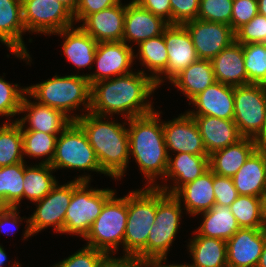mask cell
<instances>
[{"label": "cell", "instance_id": "obj_46", "mask_svg": "<svg viewBox=\"0 0 266 267\" xmlns=\"http://www.w3.org/2000/svg\"><path fill=\"white\" fill-rule=\"evenodd\" d=\"M258 14L257 0H233L231 28L235 32Z\"/></svg>", "mask_w": 266, "mask_h": 267}, {"label": "cell", "instance_id": "obj_50", "mask_svg": "<svg viewBox=\"0 0 266 267\" xmlns=\"http://www.w3.org/2000/svg\"><path fill=\"white\" fill-rule=\"evenodd\" d=\"M19 207H4L0 211V232L6 233L8 235L9 233H15V228H18L17 225L19 222H22L23 219L19 216ZM11 226L13 227L12 230L11 228L6 227ZM9 229L11 232H9ZM17 230V229H16Z\"/></svg>", "mask_w": 266, "mask_h": 267}, {"label": "cell", "instance_id": "obj_33", "mask_svg": "<svg viewBox=\"0 0 266 267\" xmlns=\"http://www.w3.org/2000/svg\"><path fill=\"white\" fill-rule=\"evenodd\" d=\"M134 56L141 61L142 67L150 70V77L155 80L167 68L168 50L164 35L142 41L138 45V53Z\"/></svg>", "mask_w": 266, "mask_h": 267}, {"label": "cell", "instance_id": "obj_28", "mask_svg": "<svg viewBox=\"0 0 266 267\" xmlns=\"http://www.w3.org/2000/svg\"><path fill=\"white\" fill-rule=\"evenodd\" d=\"M255 150L254 140L243 137L209 155V168L214 174L232 178Z\"/></svg>", "mask_w": 266, "mask_h": 267}, {"label": "cell", "instance_id": "obj_55", "mask_svg": "<svg viewBox=\"0 0 266 267\" xmlns=\"http://www.w3.org/2000/svg\"><path fill=\"white\" fill-rule=\"evenodd\" d=\"M257 267H266V239Z\"/></svg>", "mask_w": 266, "mask_h": 267}, {"label": "cell", "instance_id": "obj_19", "mask_svg": "<svg viewBox=\"0 0 266 267\" xmlns=\"http://www.w3.org/2000/svg\"><path fill=\"white\" fill-rule=\"evenodd\" d=\"M191 103L196 110L186 111L189 115L212 116L233 120L234 86L216 81L189 101V105Z\"/></svg>", "mask_w": 266, "mask_h": 267}, {"label": "cell", "instance_id": "obj_48", "mask_svg": "<svg viewBox=\"0 0 266 267\" xmlns=\"http://www.w3.org/2000/svg\"><path fill=\"white\" fill-rule=\"evenodd\" d=\"M120 1L121 0H79L77 8L73 13L75 24L76 22L81 23L86 16L112 7Z\"/></svg>", "mask_w": 266, "mask_h": 267}, {"label": "cell", "instance_id": "obj_9", "mask_svg": "<svg viewBox=\"0 0 266 267\" xmlns=\"http://www.w3.org/2000/svg\"><path fill=\"white\" fill-rule=\"evenodd\" d=\"M58 184L42 200L34 203L36 209L26 219L23 240L51 226L56 233L62 234L66 210L73 194V180L67 184Z\"/></svg>", "mask_w": 266, "mask_h": 267}, {"label": "cell", "instance_id": "obj_4", "mask_svg": "<svg viewBox=\"0 0 266 267\" xmlns=\"http://www.w3.org/2000/svg\"><path fill=\"white\" fill-rule=\"evenodd\" d=\"M26 88V93L30 99L33 98L39 104L62 111L73 121L81 116L72 113L76 109H80V105H83L82 112L83 110H85L84 112H89L90 110L91 86L85 74L55 75L50 79Z\"/></svg>", "mask_w": 266, "mask_h": 267}, {"label": "cell", "instance_id": "obj_44", "mask_svg": "<svg viewBox=\"0 0 266 267\" xmlns=\"http://www.w3.org/2000/svg\"><path fill=\"white\" fill-rule=\"evenodd\" d=\"M84 246L68 258L50 267H98L99 262L106 253L86 245Z\"/></svg>", "mask_w": 266, "mask_h": 267}, {"label": "cell", "instance_id": "obj_18", "mask_svg": "<svg viewBox=\"0 0 266 267\" xmlns=\"http://www.w3.org/2000/svg\"><path fill=\"white\" fill-rule=\"evenodd\" d=\"M266 239V229L240 228L227 243L228 267H257Z\"/></svg>", "mask_w": 266, "mask_h": 267}, {"label": "cell", "instance_id": "obj_38", "mask_svg": "<svg viewBox=\"0 0 266 267\" xmlns=\"http://www.w3.org/2000/svg\"><path fill=\"white\" fill-rule=\"evenodd\" d=\"M179 200L164 190L157 188V209L155 228L179 229L184 208Z\"/></svg>", "mask_w": 266, "mask_h": 267}, {"label": "cell", "instance_id": "obj_57", "mask_svg": "<svg viewBox=\"0 0 266 267\" xmlns=\"http://www.w3.org/2000/svg\"><path fill=\"white\" fill-rule=\"evenodd\" d=\"M258 13L266 17V0H257Z\"/></svg>", "mask_w": 266, "mask_h": 267}, {"label": "cell", "instance_id": "obj_49", "mask_svg": "<svg viewBox=\"0 0 266 267\" xmlns=\"http://www.w3.org/2000/svg\"><path fill=\"white\" fill-rule=\"evenodd\" d=\"M141 7L147 9L154 15L162 17L171 24V4L170 0H134Z\"/></svg>", "mask_w": 266, "mask_h": 267}, {"label": "cell", "instance_id": "obj_43", "mask_svg": "<svg viewBox=\"0 0 266 267\" xmlns=\"http://www.w3.org/2000/svg\"><path fill=\"white\" fill-rule=\"evenodd\" d=\"M235 41L238 43H265L266 44V17L257 14L249 23L242 25L235 31Z\"/></svg>", "mask_w": 266, "mask_h": 267}, {"label": "cell", "instance_id": "obj_37", "mask_svg": "<svg viewBox=\"0 0 266 267\" xmlns=\"http://www.w3.org/2000/svg\"><path fill=\"white\" fill-rule=\"evenodd\" d=\"M240 228L263 229L261 197L239 195L230 205Z\"/></svg>", "mask_w": 266, "mask_h": 267}, {"label": "cell", "instance_id": "obj_32", "mask_svg": "<svg viewBox=\"0 0 266 267\" xmlns=\"http://www.w3.org/2000/svg\"><path fill=\"white\" fill-rule=\"evenodd\" d=\"M53 171L50 164L27 166L24 162L23 198L34 203L42 200L59 183L52 175Z\"/></svg>", "mask_w": 266, "mask_h": 267}, {"label": "cell", "instance_id": "obj_40", "mask_svg": "<svg viewBox=\"0 0 266 267\" xmlns=\"http://www.w3.org/2000/svg\"><path fill=\"white\" fill-rule=\"evenodd\" d=\"M0 76V116H6L9 121L13 116L19 115L22 99L27 92L26 87L12 84Z\"/></svg>", "mask_w": 266, "mask_h": 267}, {"label": "cell", "instance_id": "obj_24", "mask_svg": "<svg viewBox=\"0 0 266 267\" xmlns=\"http://www.w3.org/2000/svg\"><path fill=\"white\" fill-rule=\"evenodd\" d=\"M184 205L188 215L195 216L210 210L215 205L213 172L209 169L194 181L181 186L173 194Z\"/></svg>", "mask_w": 266, "mask_h": 267}, {"label": "cell", "instance_id": "obj_29", "mask_svg": "<svg viewBox=\"0 0 266 267\" xmlns=\"http://www.w3.org/2000/svg\"><path fill=\"white\" fill-rule=\"evenodd\" d=\"M215 75L211 60L198 59L182 70L171 84L192 100L211 84L215 83Z\"/></svg>", "mask_w": 266, "mask_h": 267}, {"label": "cell", "instance_id": "obj_16", "mask_svg": "<svg viewBox=\"0 0 266 267\" xmlns=\"http://www.w3.org/2000/svg\"><path fill=\"white\" fill-rule=\"evenodd\" d=\"M25 32L22 2L0 0V42L7 46L11 54L29 64L32 58L23 40Z\"/></svg>", "mask_w": 266, "mask_h": 267}, {"label": "cell", "instance_id": "obj_35", "mask_svg": "<svg viewBox=\"0 0 266 267\" xmlns=\"http://www.w3.org/2000/svg\"><path fill=\"white\" fill-rule=\"evenodd\" d=\"M0 127V167L25 162L21 126L15 122L4 121Z\"/></svg>", "mask_w": 266, "mask_h": 267}, {"label": "cell", "instance_id": "obj_41", "mask_svg": "<svg viewBox=\"0 0 266 267\" xmlns=\"http://www.w3.org/2000/svg\"><path fill=\"white\" fill-rule=\"evenodd\" d=\"M178 231L179 229L155 228L153 225L147 238V262L154 258L167 257Z\"/></svg>", "mask_w": 266, "mask_h": 267}, {"label": "cell", "instance_id": "obj_31", "mask_svg": "<svg viewBox=\"0 0 266 267\" xmlns=\"http://www.w3.org/2000/svg\"><path fill=\"white\" fill-rule=\"evenodd\" d=\"M193 233L195 235L187 245L193 267H228L226 241Z\"/></svg>", "mask_w": 266, "mask_h": 267}, {"label": "cell", "instance_id": "obj_21", "mask_svg": "<svg viewBox=\"0 0 266 267\" xmlns=\"http://www.w3.org/2000/svg\"><path fill=\"white\" fill-rule=\"evenodd\" d=\"M126 4H118L86 16L80 28L97 42L123 41Z\"/></svg>", "mask_w": 266, "mask_h": 267}, {"label": "cell", "instance_id": "obj_5", "mask_svg": "<svg viewBox=\"0 0 266 267\" xmlns=\"http://www.w3.org/2000/svg\"><path fill=\"white\" fill-rule=\"evenodd\" d=\"M157 209V188L143 187L127 195V223L123 255L134 256L147 263V238L154 225Z\"/></svg>", "mask_w": 266, "mask_h": 267}, {"label": "cell", "instance_id": "obj_20", "mask_svg": "<svg viewBox=\"0 0 266 267\" xmlns=\"http://www.w3.org/2000/svg\"><path fill=\"white\" fill-rule=\"evenodd\" d=\"M168 25L162 17L131 0L126 4L123 41L139 45L142 41L163 34Z\"/></svg>", "mask_w": 266, "mask_h": 267}, {"label": "cell", "instance_id": "obj_26", "mask_svg": "<svg viewBox=\"0 0 266 267\" xmlns=\"http://www.w3.org/2000/svg\"><path fill=\"white\" fill-rule=\"evenodd\" d=\"M232 180L238 195L262 197L266 192V153L256 149Z\"/></svg>", "mask_w": 266, "mask_h": 267}, {"label": "cell", "instance_id": "obj_52", "mask_svg": "<svg viewBox=\"0 0 266 267\" xmlns=\"http://www.w3.org/2000/svg\"><path fill=\"white\" fill-rule=\"evenodd\" d=\"M167 257H158V258H154L150 261H148L146 263V265L148 267H193L192 264H170V265H166L165 261H166ZM163 261V262H162Z\"/></svg>", "mask_w": 266, "mask_h": 267}, {"label": "cell", "instance_id": "obj_25", "mask_svg": "<svg viewBox=\"0 0 266 267\" xmlns=\"http://www.w3.org/2000/svg\"><path fill=\"white\" fill-rule=\"evenodd\" d=\"M55 35L64 39L62 51L66 59L77 69H92L98 42L79 26L63 29Z\"/></svg>", "mask_w": 266, "mask_h": 267}, {"label": "cell", "instance_id": "obj_58", "mask_svg": "<svg viewBox=\"0 0 266 267\" xmlns=\"http://www.w3.org/2000/svg\"><path fill=\"white\" fill-rule=\"evenodd\" d=\"M7 261V254L4 250L3 246L0 245V267H6L4 266V263Z\"/></svg>", "mask_w": 266, "mask_h": 267}, {"label": "cell", "instance_id": "obj_10", "mask_svg": "<svg viewBox=\"0 0 266 267\" xmlns=\"http://www.w3.org/2000/svg\"><path fill=\"white\" fill-rule=\"evenodd\" d=\"M266 118V85L234 87V119L242 137L254 139Z\"/></svg>", "mask_w": 266, "mask_h": 267}, {"label": "cell", "instance_id": "obj_56", "mask_svg": "<svg viewBox=\"0 0 266 267\" xmlns=\"http://www.w3.org/2000/svg\"><path fill=\"white\" fill-rule=\"evenodd\" d=\"M261 200H262V218H263V225H264V228L266 229V192L261 197Z\"/></svg>", "mask_w": 266, "mask_h": 267}, {"label": "cell", "instance_id": "obj_1", "mask_svg": "<svg viewBox=\"0 0 266 267\" xmlns=\"http://www.w3.org/2000/svg\"><path fill=\"white\" fill-rule=\"evenodd\" d=\"M157 90L144 69L91 85L89 112L99 116L123 115L125 119L154 111L150 96ZM149 98V100H148ZM120 113V114H119Z\"/></svg>", "mask_w": 266, "mask_h": 267}, {"label": "cell", "instance_id": "obj_22", "mask_svg": "<svg viewBox=\"0 0 266 267\" xmlns=\"http://www.w3.org/2000/svg\"><path fill=\"white\" fill-rule=\"evenodd\" d=\"M209 156L193 155L190 153H175L174 158L169 155L164 181L172 180L173 186L164 183L156 188L168 194H174L184 184L194 181L209 170Z\"/></svg>", "mask_w": 266, "mask_h": 267}, {"label": "cell", "instance_id": "obj_45", "mask_svg": "<svg viewBox=\"0 0 266 267\" xmlns=\"http://www.w3.org/2000/svg\"><path fill=\"white\" fill-rule=\"evenodd\" d=\"M171 24L183 25L198 18L200 0H170Z\"/></svg>", "mask_w": 266, "mask_h": 267}, {"label": "cell", "instance_id": "obj_59", "mask_svg": "<svg viewBox=\"0 0 266 267\" xmlns=\"http://www.w3.org/2000/svg\"><path fill=\"white\" fill-rule=\"evenodd\" d=\"M22 265L20 264V262H18L17 260L13 262L11 267H21Z\"/></svg>", "mask_w": 266, "mask_h": 267}, {"label": "cell", "instance_id": "obj_7", "mask_svg": "<svg viewBox=\"0 0 266 267\" xmlns=\"http://www.w3.org/2000/svg\"><path fill=\"white\" fill-rule=\"evenodd\" d=\"M127 195L116 198L114 193L104 204L100 215L84 237L86 246L114 254L123 246L127 223Z\"/></svg>", "mask_w": 266, "mask_h": 267}, {"label": "cell", "instance_id": "obj_54", "mask_svg": "<svg viewBox=\"0 0 266 267\" xmlns=\"http://www.w3.org/2000/svg\"><path fill=\"white\" fill-rule=\"evenodd\" d=\"M56 2H61L64 6H66L72 13L75 12L79 0H54Z\"/></svg>", "mask_w": 266, "mask_h": 267}, {"label": "cell", "instance_id": "obj_8", "mask_svg": "<svg viewBox=\"0 0 266 267\" xmlns=\"http://www.w3.org/2000/svg\"><path fill=\"white\" fill-rule=\"evenodd\" d=\"M50 166L55 171L67 168L100 172L106 175L100 167L85 132L75 121L57 137L55 155Z\"/></svg>", "mask_w": 266, "mask_h": 267}, {"label": "cell", "instance_id": "obj_42", "mask_svg": "<svg viewBox=\"0 0 266 267\" xmlns=\"http://www.w3.org/2000/svg\"><path fill=\"white\" fill-rule=\"evenodd\" d=\"M233 0H200L198 18L231 26Z\"/></svg>", "mask_w": 266, "mask_h": 267}, {"label": "cell", "instance_id": "obj_15", "mask_svg": "<svg viewBox=\"0 0 266 267\" xmlns=\"http://www.w3.org/2000/svg\"><path fill=\"white\" fill-rule=\"evenodd\" d=\"M164 141L168 154L190 153L209 156L195 120L187 112L163 122Z\"/></svg>", "mask_w": 266, "mask_h": 267}, {"label": "cell", "instance_id": "obj_6", "mask_svg": "<svg viewBox=\"0 0 266 267\" xmlns=\"http://www.w3.org/2000/svg\"><path fill=\"white\" fill-rule=\"evenodd\" d=\"M91 178V175L84 174L73 180V194L66 210L62 234L68 233L84 238L100 215L105 202L116 193L109 188H91Z\"/></svg>", "mask_w": 266, "mask_h": 267}, {"label": "cell", "instance_id": "obj_3", "mask_svg": "<svg viewBox=\"0 0 266 267\" xmlns=\"http://www.w3.org/2000/svg\"><path fill=\"white\" fill-rule=\"evenodd\" d=\"M160 114L161 112L154 110L152 113L126 120L129 155L135 159L143 173L147 181L146 187H156V179H164L168 165L169 154Z\"/></svg>", "mask_w": 266, "mask_h": 267}, {"label": "cell", "instance_id": "obj_60", "mask_svg": "<svg viewBox=\"0 0 266 267\" xmlns=\"http://www.w3.org/2000/svg\"><path fill=\"white\" fill-rule=\"evenodd\" d=\"M5 206L2 204L1 200H0V211L4 208Z\"/></svg>", "mask_w": 266, "mask_h": 267}, {"label": "cell", "instance_id": "obj_51", "mask_svg": "<svg viewBox=\"0 0 266 267\" xmlns=\"http://www.w3.org/2000/svg\"><path fill=\"white\" fill-rule=\"evenodd\" d=\"M144 262L134 256L123 255L119 258L113 257V254H106L98 264V267H143Z\"/></svg>", "mask_w": 266, "mask_h": 267}, {"label": "cell", "instance_id": "obj_12", "mask_svg": "<svg viewBox=\"0 0 266 267\" xmlns=\"http://www.w3.org/2000/svg\"><path fill=\"white\" fill-rule=\"evenodd\" d=\"M163 35L168 50V63L167 68L154 80L156 88L164 83L165 78L171 83L183 69L199 59L184 25L169 24Z\"/></svg>", "mask_w": 266, "mask_h": 267}, {"label": "cell", "instance_id": "obj_39", "mask_svg": "<svg viewBox=\"0 0 266 267\" xmlns=\"http://www.w3.org/2000/svg\"><path fill=\"white\" fill-rule=\"evenodd\" d=\"M248 84L266 85V44L242 45Z\"/></svg>", "mask_w": 266, "mask_h": 267}, {"label": "cell", "instance_id": "obj_23", "mask_svg": "<svg viewBox=\"0 0 266 267\" xmlns=\"http://www.w3.org/2000/svg\"><path fill=\"white\" fill-rule=\"evenodd\" d=\"M194 118L201 134L204 147L211 155L213 152L235 144L243 137L233 120L212 116L190 115Z\"/></svg>", "mask_w": 266, "mask_h": 267}, {"label": "cell", "instance_id": "obj_11", "mask_svg": "<svg viewBox=\"0 0 266 267\" xmlns=\"http://www.w3.org/2000/svg\"><path fill=\"white\" fill-rule=\"evenodd\" d=\"M23 22L26 32L54 35L75 26L73 13L54 0H23Z\"/></svg>", "mask_w": 266, "mask_h": 267}, {"label": "cell", "instance_id": "obj_30", "mask_svg": "<svg viewBox=\"0 0 266 267\" xmlns=\"http://www.w3.org/2000/svg\"><path fill=\"white\" fill-rule=\"evenodd\" d=\"M200 214L203 215V220L194 231L200 236L227 241L240 229L235 216L228 206L215 204L210 210L197 215Z\"/></svg>", "mask_w": 266, "mask_h": 267}, {"label": "cell", "instance_id": "obj_2", "mask_svg": "<svg viewBox=\"0 0 266 267\" xmlns=\"http://www.w3.org/2000/svg\"><path fill=\"white\" fill-rule=\"evenodd\" d=\"M80 115L75 122L85 132L102 171L114 180L122 179L131 157L127 122L118 123L110 120L113 118L91 112Z\"/></svg>", "mask_w": 266, "mask_h": 267}, {"label": "cell", "instance_id": "obj_17", "mask_svg": "<svg viewBox=\"0 0 266 267\" xmlns=\"http://www.w3.org/2000/svg\"><path fill=\"white\" fill-rule=\"evenodd\" d=\"M26 93L22 99L20 114L24 117L16 118L21 130L40 131L47 134H59L64 131L73 120L60 110L31 101ZM29 124L26 126L25 124Z\"/></svg>", "mask_w": 266, "mask_h": 267}, {"label": "cell", "instance_id": "obj_34", "mask_svg": "<svg viewBox=\"0 0 266 267\" xmlns=\"http://www.w3.org/2000/svg\"><path fill=\"white\" fill-rule=\"evenodd\" d=\"M24 162L0 167V200L5 207H18L23 200Z\"/></svg>", "mask_w": 266, "mask_h": 267}, {"label": "cell", "instance_id": "obj_13", "mask_svg": "<svg viewBox=\"0 0 266 267\" xmlns=\"http://www.w3.org/2000/svg\"><path fill=\"white\" fill-rule=\"evenodd\" d=\"M132 46L124 41L98 42L94 57L96 71L86 74L90 86L101 80L133 72L130 68L135 60Z\"/></svg>", "mask_w": 266, "mask_h": 267}, {"label": "cell", "instance_id": "obj_14", "mask_svg": "<svg viewBox=\"0 0 266 267\" xmlns=\"http://www.w3.org/2000/svg\"><path fill=\"white\" fill-rule=\"evenodd\" d=\"M189 32L199 59L212 60L235 41L231 26L195 19L183 24Z\"/></svg>", "mask_w": 266, "mask_h": 267}, {"label": "cell", "instance_id": "obj_53", "mask_svg": "<svg viewBox=\"0 0 266 267\" xmlns=\"http://www.w3.org/2000/svg\"><path fill=\"white\" fill-rule=\"evenodd\" d=\"M253 140L255 142L256 149L266 153V118L262 129Z\"/></svg>", "mask_w": 266, "mask_h": 267}, {"label": "cell", "instance_id": "obj_27", "mask_svg": "<svg viewBox=\"0 0 266 267\" xmlns=\"http://www.w3.org/2000/svg\"><path fill=\"white\" fill-rule=\"evenodd\" d=\"M215 79L231 86L247 85L242 44L234 41L212 60Z\"/></svg>", "mask_w": 266, "mask_h": 267}, {"label": "cell", "instance_id": "obj_36", "mask_svg": "<svg viewBox=\"0 0 266 267\" xmlns=\"http://www.w3.org/2000/svg\"><path fill=\"white\" fill-rule=\"evenodd\" d=\"M23 139V155L30 158H43L40 163L51 164L56 140L59 134H47L40 131L21 130Z\"/></svg>", "mask_w": 266, "mask_h": 267}, {"label": "cell", "instance_id": "obj_47", "mask_svg": "<svg viewBox=\"0 0 266 267\" xmlns=\"http://www.w3.org/2000/svg\"><path fill=\"white\" fill-rule=\"evenodd\" d=\"M213 189L215 204L230 207L239 196L231 177L220 176L213 173Z\"/></svg>", "mask_w": 266, "mask_h": 267}]
</instances>
